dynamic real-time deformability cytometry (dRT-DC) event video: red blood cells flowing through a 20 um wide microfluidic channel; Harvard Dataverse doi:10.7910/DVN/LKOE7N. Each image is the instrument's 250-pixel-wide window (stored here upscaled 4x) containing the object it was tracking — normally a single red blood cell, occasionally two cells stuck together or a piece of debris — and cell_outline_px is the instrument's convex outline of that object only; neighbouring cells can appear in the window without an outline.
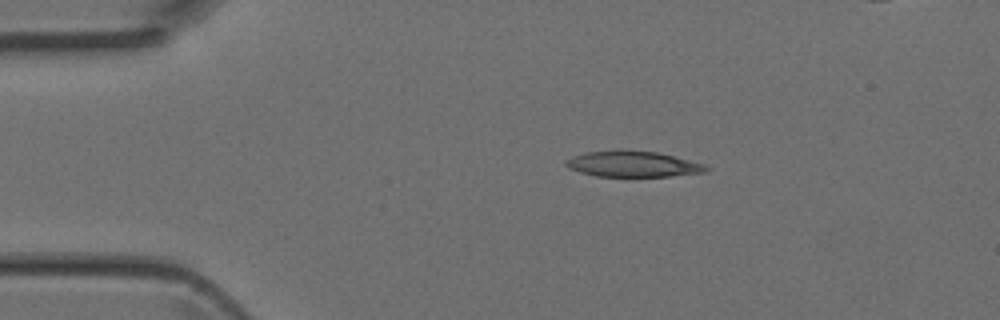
{"species": "Egyptian fruit bat (a non-hibernating species)", "species_latin": "Rousettus aegyptiacus", "temperature_condition": "room temperature", "stored_images_in_passage": 4, "camera_frame_rate_fps": 3000, "um_per_image_px": 0.085, "animal": {"sex": "female"}, "frame": {"image": 1, "passage_image": 2, "time_ms": 0.333, "image_size_px": [1000, 320], "cell_outline_px": [[712, 168], [704, 172], [668, 176], [596, 176], [580, 172], [568, 168], [564, 164], [564, 160], [572, 156], [584, 152], [616, 148], [620, 148], [656, 152], [704, 164]], "centroid_in_image_um": [53.71, 13.91], "position_along_channel_um": 31.3, "area_um2": 21.44}}